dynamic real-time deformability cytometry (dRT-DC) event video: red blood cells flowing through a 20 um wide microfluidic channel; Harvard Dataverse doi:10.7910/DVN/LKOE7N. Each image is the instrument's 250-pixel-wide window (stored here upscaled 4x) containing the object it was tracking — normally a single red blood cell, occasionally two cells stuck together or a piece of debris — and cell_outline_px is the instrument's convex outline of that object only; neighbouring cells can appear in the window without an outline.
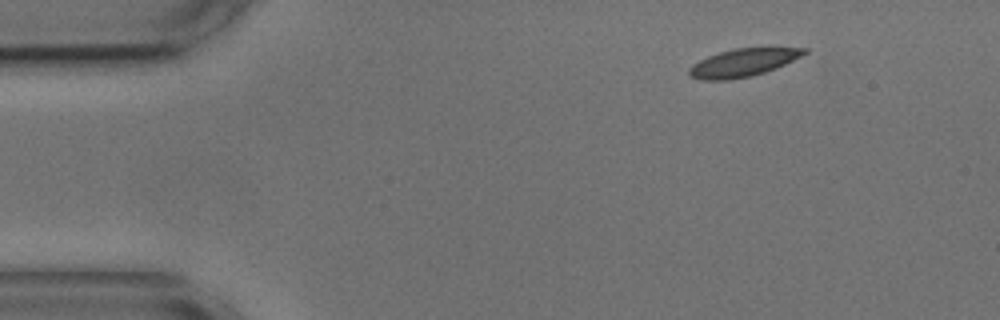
{"species": "common noctule bat (a hibernating species)", "species_latin": "Nyctalus noctula", "temperature_condition": "cold", "stored_images_in_passage": 9, "camera_frame_rate_fps": 3000, "um_per_image_px": 0.085, "animal": {"sex": "male", "body_mass_g": 17.9, "forearm_length_mm": 54.2}, "frame": {"image": 1, "passage_image": 1, "time_ms": 0.0, "image_size_px": [1000, 320], "cell_outline_px": [[808, 52], [776, 68], [752, 76], [728, 80], [700, 80], [688, 76], [688, 68], [692, 64], [708, 56], [720, 52], [736, 48], [768, 44], [808, 48]], "centroid_in_image_um": [63.22, 5.27], "position_along_channel_um": 21.8, "area_um2": 19.59}}
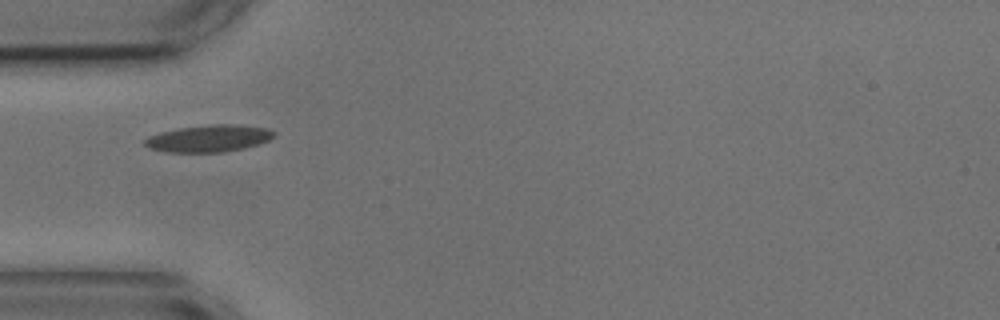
{"frame": {"image": 2, "passage_image": 4, "time_ms": 3.333, "image_size_px": [1000, 320], "cell_outline_px": [[276, 136], [260, 144], [244, 148], [224, 152], [168, 152], [148, 148], [144, 144], [144, 140], [148, 136], [160, 132], [176, 128], [208, 124], [232, 124], [268, 128], [276, 132]], "centroid_in_image_um": [17.76, 11.76], "position_along_channel_um": 67.2, "area_um2": 20.58}}